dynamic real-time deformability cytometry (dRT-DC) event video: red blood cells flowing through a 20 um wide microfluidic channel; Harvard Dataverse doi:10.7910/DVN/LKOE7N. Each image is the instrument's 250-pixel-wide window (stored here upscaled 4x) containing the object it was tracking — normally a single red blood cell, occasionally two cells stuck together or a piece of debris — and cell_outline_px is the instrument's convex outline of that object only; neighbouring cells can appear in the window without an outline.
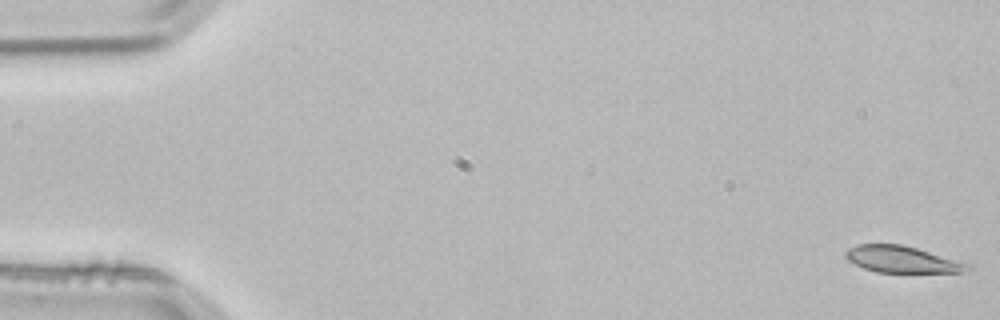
{"species": "common noctule bat (a hibernating species)", "species_latin": "Nyctalus noctula", "temperature_condition": "room temperature", "stored_images_in_passage": 3, "camera_frame_rate_fps": 3000, "um_per_image_px": 0.085, "animal": {"sex": "male", "body_mass_g": 21.5, "forearm_length_mm": 52.0}, "frame": {"image": 1, "passage_image": 1, "time_ms": 0.0, "image_size_px": [1000, 320], "cell_outline_px": [[972, 268], [960, 272], [876, 272], [864, 268], [848, 260], [844, 256], [844, 252], [848, 248], [856, 244], [904, 244], [972, 264]], "centroid_in_image_um": [76.67, 22.03], "position_along_channel_um": 8.3, "area_um2": 19.02}}